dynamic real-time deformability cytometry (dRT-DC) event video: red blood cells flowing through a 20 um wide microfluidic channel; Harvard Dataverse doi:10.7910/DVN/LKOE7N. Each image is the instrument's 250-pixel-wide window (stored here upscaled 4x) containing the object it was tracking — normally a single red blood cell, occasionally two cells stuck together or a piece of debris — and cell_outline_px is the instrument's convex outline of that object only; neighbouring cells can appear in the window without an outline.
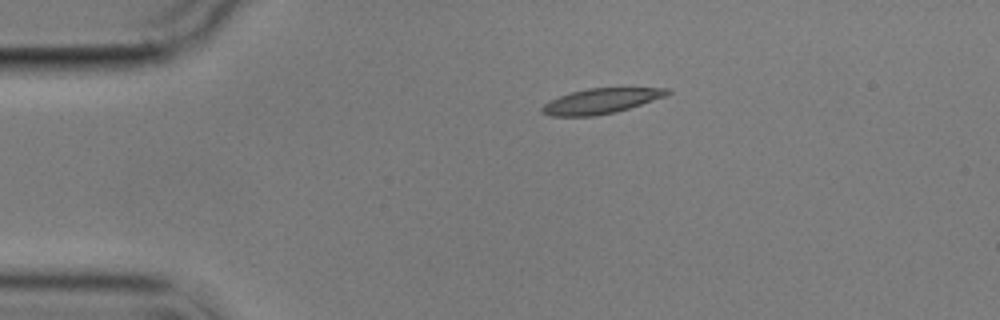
{"species": "common noctule bat (a hibernating species)", "species_latin": "Nyctalus noctula", "temperature_condition": "cold", "stored_images_in_passage": 3, "camera_frame_rate_fps": 3000, "um_per_image_px": 0.085, "animal": {"sex": "male", "body_mass_g": 17.9}, "frame": {"image": 1, "passage_image": 1, "time_ms": 0.0, "image_size_px": [1000, 320], "cell_outline_px": [[672, 92], [664, 96], [616, 112], [592, 116], [552, 116], [540, 112], [540, 108], [544, 104], [560, 96], [572, 92], [588, 88], [668, 88]], "centroid_in_image_um": [51.04, 8.59], "position_along_channel_um": 34.0, "area_um2": 18.03}}
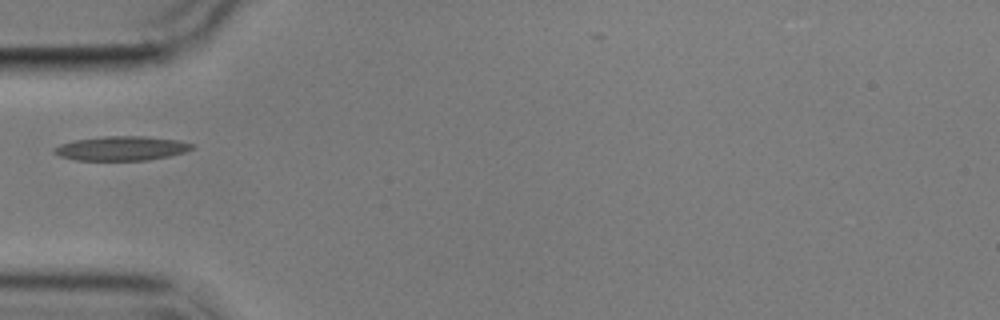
{"frame": {"image": 2, "passage_image": 3, "time_ms": 2.333, "image_size_px": [1000, 320], "cell_outline_px": [[196, 148], [184, 152], [168, 156], [148, 160], [76, 160], [60, 156], [52, 152], [52, 148], [60, 144], [76, 140], [104, 136], [144, 136], [180, 140], [192, 144]], "centroid_in_image_um": [10.33, 12.61], "position_along_channel_um": 74.7, "area_um2": 19.54}}